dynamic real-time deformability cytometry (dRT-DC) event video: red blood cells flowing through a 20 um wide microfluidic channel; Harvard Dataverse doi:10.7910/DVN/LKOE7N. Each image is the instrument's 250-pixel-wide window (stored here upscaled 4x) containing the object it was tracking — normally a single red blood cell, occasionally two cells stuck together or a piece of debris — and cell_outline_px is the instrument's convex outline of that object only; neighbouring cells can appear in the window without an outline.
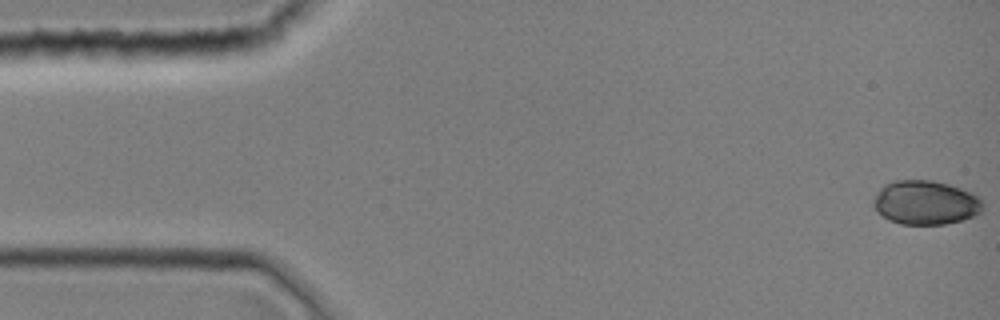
{"species": "common noctule bat (a hibernating species)", "species_latin": "Nyctalus noctula", "temperature_condition": "room temperature", "stored_images_in_passage": 39, "camera_frame_rate_fps": 3000, "um_per_image_px": 0.085, "animal": {"sex": "female", "body_mass_g": 19.0, "forearm_length_mm": 51.5}, "frame": {"image": 1, "passage_image": 1, "time_ms": 0.0, "image_size_px": [1000, 320], "cell_outline_px": [[984, 208], [976, 216], [944, 224], [900, 224], [888, 220], [876, 212], [872, 204], [872, 200], [880, 188], [884, 184], [892, 180], [932, 180], [948, 184], [972, 192], [980, 196], [984, 204]], "centroid_in_image_um": [78.66, 17.21], "position_along_channel_um": 6.3, "area_um2": 28.55}}
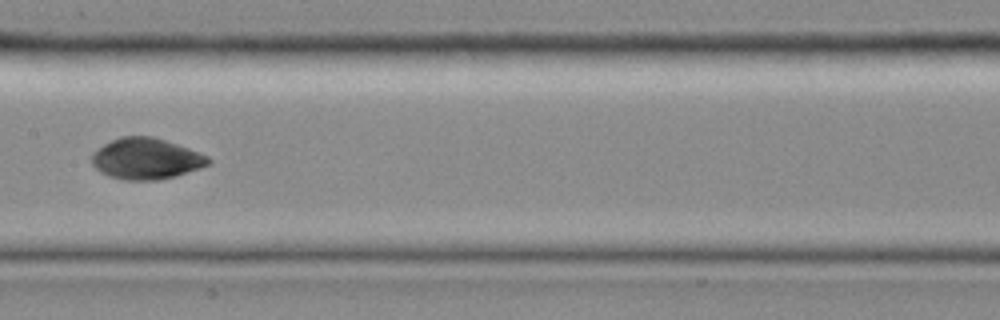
{"frame": {"image": 2, "passage_image": 20, "time_ms": 6.333, "image_size_px": [1000, 320], "cell_outline_px": [[212, 164], [176, 176], [160, 180], [124, 180], [108, 176], [100, 172], [92, 164], [92, 152], [96, 148], [120, 136], [152, 136], [200, 152], [208, 156], [212, 160]], "centroid_in_image_um": [12.42, 13.5], "position_along_channel_um": 195.0, "area_um2": 28.15}}
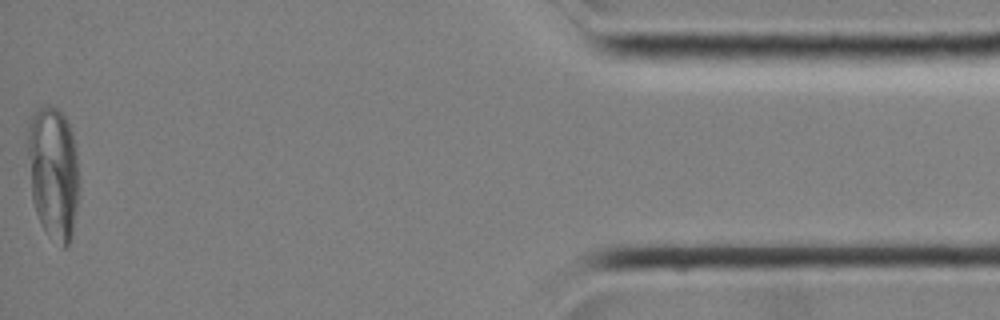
{"frame": {"image": 3, "passage_image": 39, "time_ms": 12.667, "image_size_px": [1000, 320], "cell_outline_px": [[76, 208], [72, 236], [68, 244], [64, 248], [48, 236], [40, 224], [32, 200], [28, 152], [28, 120], [32, 112], [36, 108], [48, 104], [56, 108], [64, 116], [72, 132], [76, 148]], "centroid_in_image_um": [4.49, 14.65], "position_along_channel_um": 430.7, "area_um2": 39.54}}